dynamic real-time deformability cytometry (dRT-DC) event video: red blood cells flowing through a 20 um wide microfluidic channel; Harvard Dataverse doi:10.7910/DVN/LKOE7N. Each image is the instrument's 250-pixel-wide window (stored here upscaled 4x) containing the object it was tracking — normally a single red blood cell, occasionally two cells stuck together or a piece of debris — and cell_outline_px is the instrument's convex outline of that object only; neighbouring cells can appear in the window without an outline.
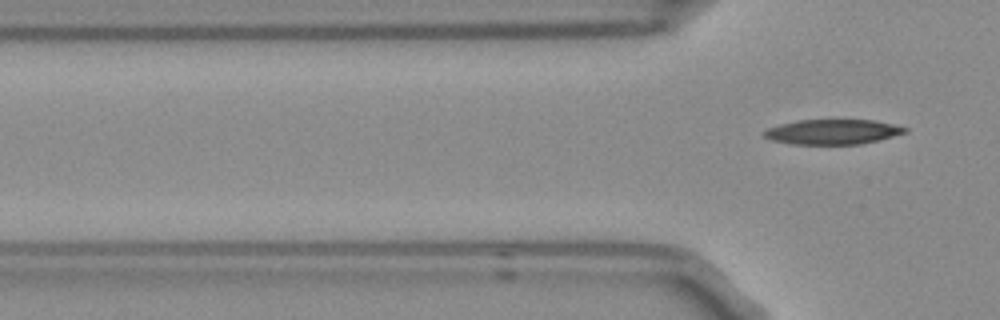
{"species": "Egyptian fruit bat (a non-hibernating species)", "species_latin": "Rousettus aegyptiacus", "temperature_condition": "room temperature", "stored_images_in_passage": 5, "camera_frame_rate_fps": 3000, "um_per_image_px": 0.085, "frame": {"image": 1, "passage_image": 5, "time_ms": 1.333, "image_size_px": [1000, 320], "cell_outline_px": [[908, 132], [880, 140], [860, 144], [792, 144], [772, 140], [764, 136], [760, 132], [768, 128], [780, 124], [796, 120], [872, 120], [892, 124], [908, 128]], "centroid_in_image_um": [70.77, 11.21], "position_along_channel_um": 55.0, "area_um2": 20.52}}